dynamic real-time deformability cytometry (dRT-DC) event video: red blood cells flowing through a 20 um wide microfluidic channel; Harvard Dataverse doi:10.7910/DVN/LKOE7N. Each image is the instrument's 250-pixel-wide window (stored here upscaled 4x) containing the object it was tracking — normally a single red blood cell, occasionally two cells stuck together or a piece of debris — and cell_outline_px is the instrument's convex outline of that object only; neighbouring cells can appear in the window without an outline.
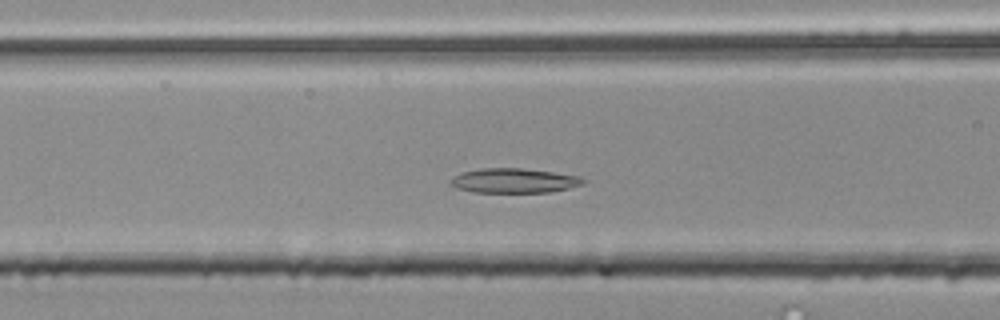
{"species": "common noctule bat (a hibernating species)", "species_latin": "Nyctalus noctula", "temperature_condition": "room temperature", "stored_images_in_passage": 49, "camera_frame_rate_fps": 3000, "um_per_image_px": 0.085, "animal": {"sex": "male", "body_mass_g": 20.4}, "frame": {"image": 1, "passage_image": 16, "time_ms": 5.0, "image_size_px": [1000, 320], "cell_outline_px": [[584, 184], [568, 188], [548, 192], [472, 192], [456, 188], [448, 184], [448, 180], [452, 176], [460, 172], [480, 168], [524, 168], [580, 176], [584, 180]], "centroid_in_image_um": [43.6, 15.35], "position_along_channel_um": 123.0, "area_um2": 19.19}}
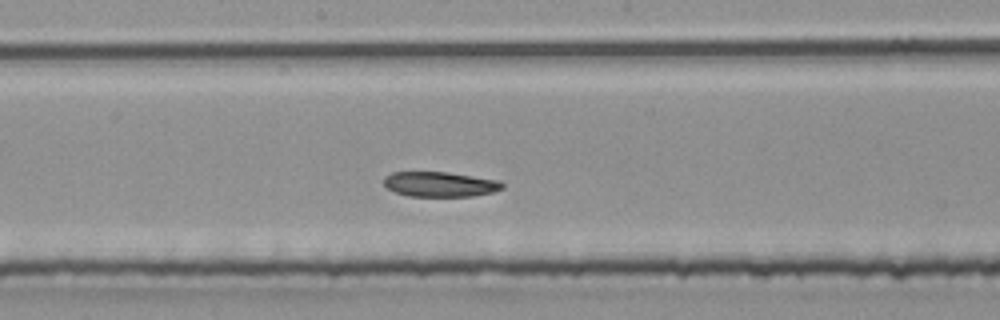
{"frame": {"image": 2, "passage_image": 23, "time_ms": 7.333, "image_size_px": [1000, 320], "cell_outline_px": [[504, 188], [492, 192], [472, 196], [408, 196], [396, 192], [388, 188], [384, 184], [384, 176], [392, 172], [448, 172], [500, 180], [504, 184]], "centroid_in_image_um": [37.42, 15.65], "position_along_channel_um": 210.8, "area_um2": 17.28}}
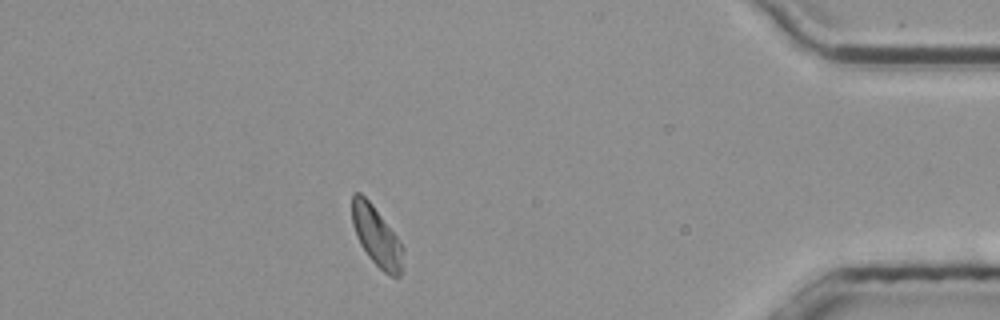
{"frame": {"image": 3, "passage_image": 42, "time_ms": 13.667, "image_size_px": [1000, 320], "cell_outline_px": [[404, 252], [400, 276], [392, 276], [384, 272], [368, 256], [360, 244], [356, 236], [352, 224], [352, 192], [360, 192], [372, 204], [400, 240], [404, 248]], "centroid_in_image_um": [32.0, 20.07], "position_along_channel_um": 403.2, "area_um2": 17.74}, "authors_computed_cell_mechanics": {"area_um2": 18.3804, "velocity_mm_per_s": 3.7675, "shape_relaxation_time_tau1_ms": 4.8927, "shape_relaxation_time_tau2_ms": null, "deformation_change_tau1": 0.1009, "deformation_change_tau2": null}}